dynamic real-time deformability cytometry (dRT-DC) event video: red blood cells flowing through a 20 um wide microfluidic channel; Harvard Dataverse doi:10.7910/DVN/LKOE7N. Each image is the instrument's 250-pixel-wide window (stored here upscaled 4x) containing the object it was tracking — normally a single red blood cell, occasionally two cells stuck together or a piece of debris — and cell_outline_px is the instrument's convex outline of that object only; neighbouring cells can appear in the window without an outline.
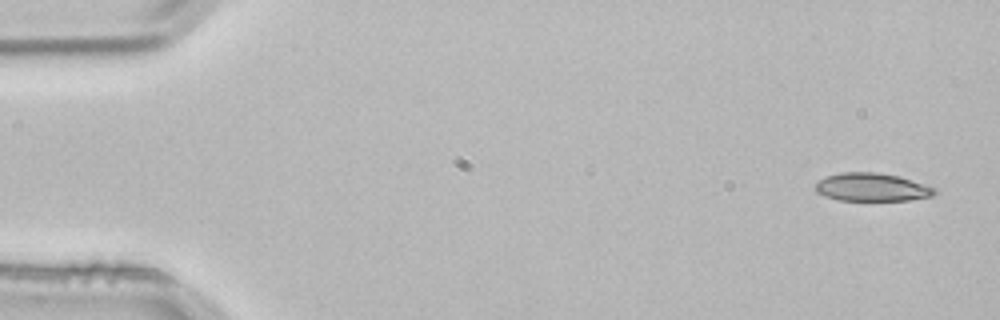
{"species": "common noctule bat (a hibernating species)", "species_latin": "Nyctalus noctula", "temperature_condition": "room temperature", "stored_images_in_passage": 3, "camera_frame_rate_fps": 3000, "um_per_image_px": 0.085, "animal": {"sex": "male", "body_mass_g": 21.5, "forearm_length_mm": 52.0}, "frame": {"image": 1, "passage_image": 1, "time_ms": 0.0, "image_size_px": [1000, 320], "cell_outline_px": [[936, 192], [932, 196], [908, 200], [836, 200], [824, 196], [816, 192], [816, 184], [820, 180], [828, 176], [840, 172], [876, 172], [896, 176], [924, 184], [936, 188]], "centroid_in_image_um": [74.09, 15.92], "position_along_channel_um": 10.9, "area_um2": 19.31}}
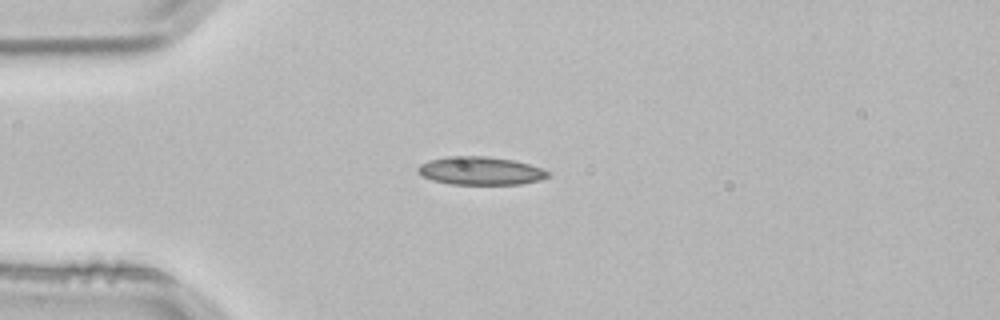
{"frame": {"image": 2, "passage_image": 3, "time_ms": 0.667, "image_size_px": [1000, 320], "cell_outline_px": [[552, 176], [540, 180], [520, 184], [448, 184], [432, 180], [424, 176], [416, 168], [420, 164], [428, 160], [448, 156], [488, 156], [516, 160], [540, 168], [548, 172]], "centroid_in_image_um": [40.85, 14.51], "position_along_channel_um": 44.2, "area_um2": 21.39}}